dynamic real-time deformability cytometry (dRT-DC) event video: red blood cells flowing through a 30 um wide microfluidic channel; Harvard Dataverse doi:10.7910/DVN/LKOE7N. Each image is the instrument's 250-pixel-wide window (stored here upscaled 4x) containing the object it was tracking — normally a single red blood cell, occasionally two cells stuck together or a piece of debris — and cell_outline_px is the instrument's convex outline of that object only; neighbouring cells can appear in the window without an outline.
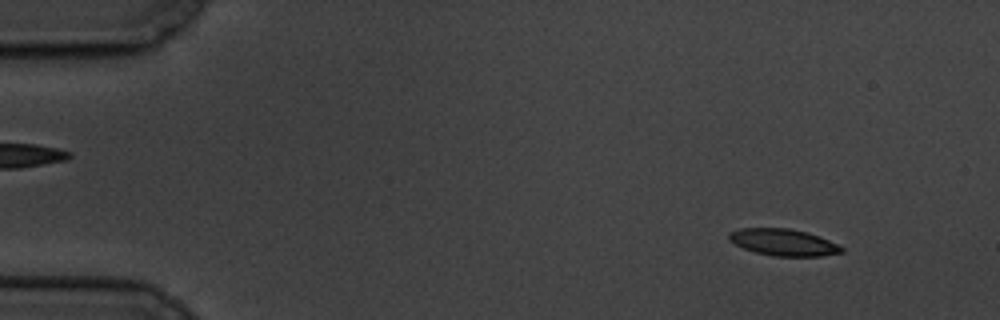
{"species": "common noctule bat (a hibernating species)", "species_latin": "Nyctalus noctula", "temperature_condition": "cold", "stored_images_in_passage": 4, "camera_frame_rate_fps": 3000, "um_per_image_px": 0.085, "animal": {"sex": "male", "body_mass_g": 19.5, "forearm_length_mm": 54.6}, "frame": {"image": 1, "passage_image": 1, "time_ms": 0.0, "image_size_px": [1000, 320], "cell_outline_px": [[844, 252], [820, 256], [772, 256], [756, 252], [744, 248], [728, 240], [728, 232], [740, 228], [788, 228], [808, 232], [820, 236], [844, 248]], "centroid_in_image_um": [66.58, 20.59], "position_along_channel_um": 18.4, "area_um2": 17.57}}
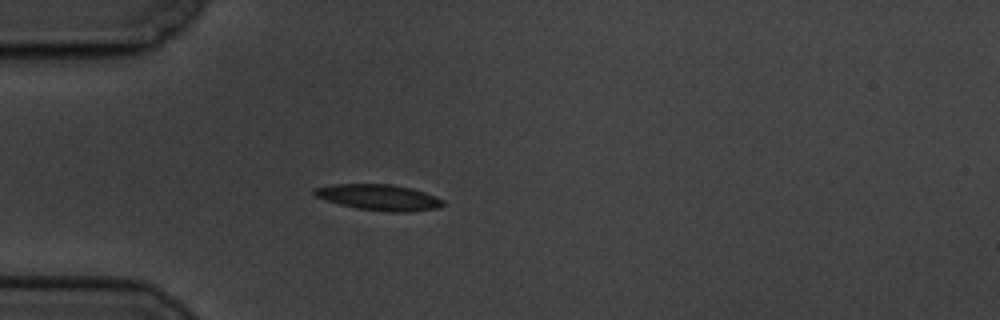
{"frame": {"image": 2, "passage_image": 4, "time_ms": 3.667, "image_size_px": [1000, 320], "cell_outline_px": [[444, 204], [440, 208], [408, 212], [388, 212], [356, 208], [324, 200], [316, 196], [312, 192], [316, 188], [332, 184], [392, 184], [412, 188], [436, 196], [444, 200]], "centroid_in_image_um": [32.24, 16.78], "position_along_channel_um": 52.8, "area_um2": 19.54}}